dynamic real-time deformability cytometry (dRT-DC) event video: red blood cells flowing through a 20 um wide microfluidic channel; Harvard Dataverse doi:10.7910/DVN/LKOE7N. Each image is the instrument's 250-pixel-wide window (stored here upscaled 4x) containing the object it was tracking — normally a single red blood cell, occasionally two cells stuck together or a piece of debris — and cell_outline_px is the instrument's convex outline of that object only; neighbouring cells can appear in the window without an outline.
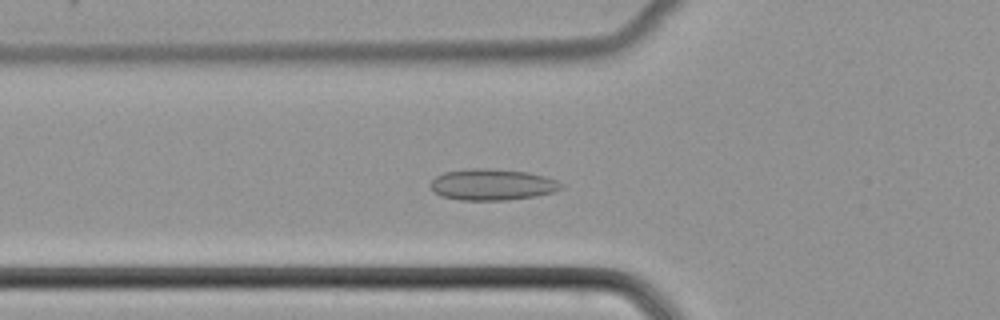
{"species": "common noctule bat (a hibernating species)", "species_latin": "Nyctalus noctula", "temperature_condition": "cold", "stored_images_in_passage": 51, "camera_frame_rate_fps": 3000, "um_per_image_px": 0.085, "animal": {"sex": "female", "body_mass_g": 22.7, "forearm_length_mm": 54.2}, "frame": {"image": 1, "passage_image": 18, "time_ms": 5.667, "image_size_px": [1000, 320], "cell_outline_px": [[564, 188], [552, 192], [536, 196], [504, 200], [460, 200], [440, 196], [432, 188], [432, 180], [436, 176], [444, 172], [468, 168], [484, 168], [528, 172], [544, 176], [556, 180], [564, 184]], "centroid_in_image_um": [41.86, 15.69], "position_along_channel_um": 83.9, "area_um2": 23.76}}
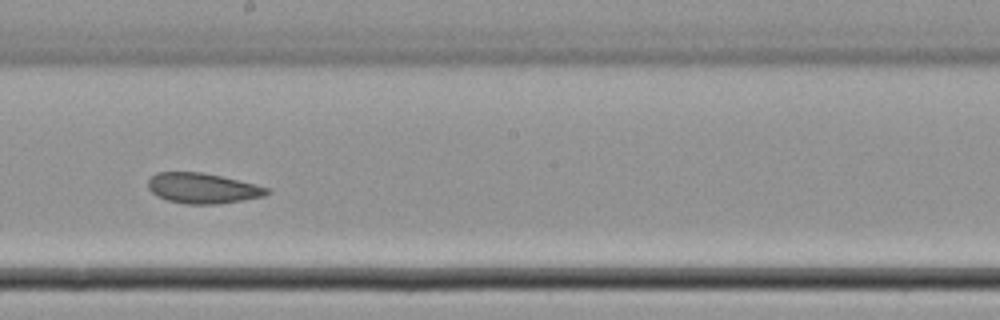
{"frame": {"image": 2, "passage_image": 29, "time_ms": 9.333, "image_size_px": [1000, 320], "cell_outline_px": [[272, 192], [264, 196], [244, 200], [220, 204], [184, 204], [168, 200], [156, 196], [148, 188], [148, 180], [156, 172], [204, 172], [256, 184], [268, 188]], "centroid_in_image_um": [17.24, 16.0], "position_along_channel_um": 231.0, "area_um2": 21.21}}
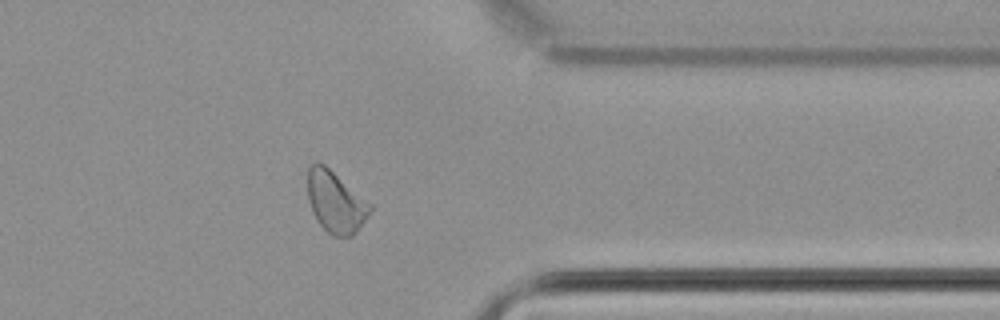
{"frame": {"image": 3, "passage_image": 41, "time_ms": 13.333, "image_size_px": [1000, 320], "cell_outline_px": [[372, 208], [356, 232], [352, 236], [332, 236], [316, 220], [312, 212], [308, 200], [308, 168], [316, 160], [324, 164], [372, 204]], "centroid_in_image_um": [28.5, 17.15], "position_along_channel_um": 382.9, "area_um2": 22.2}}